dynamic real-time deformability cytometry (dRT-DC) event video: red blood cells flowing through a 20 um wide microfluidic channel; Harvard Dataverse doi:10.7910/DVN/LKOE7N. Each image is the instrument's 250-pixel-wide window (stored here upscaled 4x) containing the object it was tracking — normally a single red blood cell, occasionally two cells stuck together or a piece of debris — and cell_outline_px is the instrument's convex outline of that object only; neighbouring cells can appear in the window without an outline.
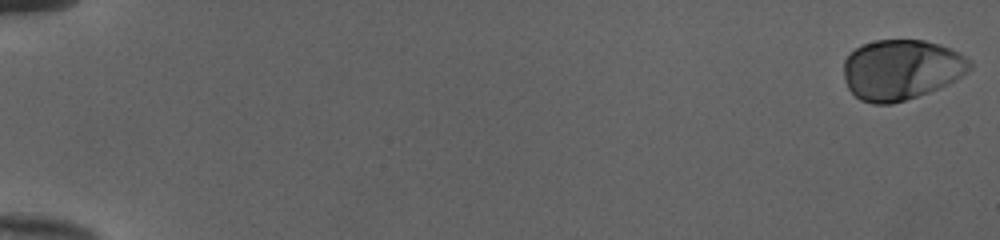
{"species": "human", "species_latin": "Homo sapiens", "temperature_condition": "cold", "stored_images_in_passage": 53, "camera_frame_rate_fps": 3000, "um_per_image_px": 0.085, "donor": {"sex": "female"}, "frame": {"image": 1, "passage_image": 1, "time_ms": 0.0, "image_size_px": [1000, 240], "cell_outline_px": [[972, 68], [956, 80], [940, 88], [892, 104], [872, 104], [860, 100], [848, 88], [844, 80], [844, 60], [860, 44], [876, 40], [924, 40], [940, 44], [972, 60]], "centroid_in_image_um": [76.6, 5.92], "position_along_channel_um": 8.4, "area_um2": 44.39}}
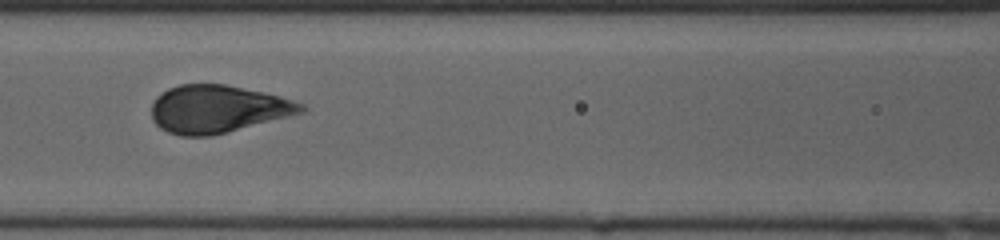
{"frame": {"image": 2, "passage_image": 26, "time_ms": 8.333, "image_size_px": [1000, 240], "cell_outline_px": [[308, 108], [304, 112], [212, 136], [180, 136], [168, 132], [160, 128], [152, 120], [152, 104], [156, 96], [168, 88], [180, 84], [224, 84], [280, 96], [304, 104]], "centroid_in_image_um": [18.48, 9.27], "position_along_channel_um": 148.1, "area_um2": 41.5}}
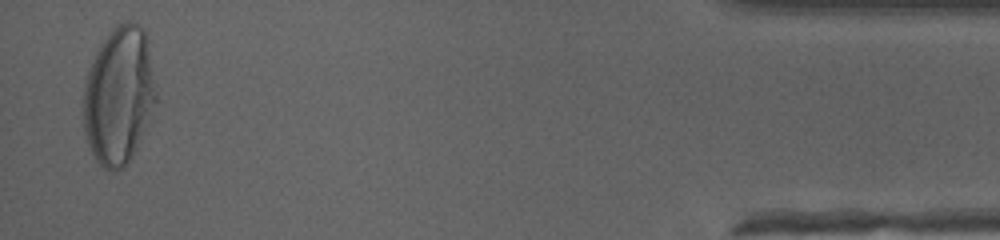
{"frame": {"image": 3, "passage_image": 52, "time_ms": 17.0, "image_size_px": [1000, 240], "cell_outline_px": [[156, 100], [140, 140], [132, 156], [116, 172], [112, 172], [104, 168], [96, 160], [88, 144], [84, 132], [84, 76], [104, 36], [112, 28], [128, 20], [132, 20], [140, 24], [144, 28], [148, 40], [156, 84]], "centroid_in_image_um": [10.1, 8.06], "position_along_channel_um": 425.1, "area_um2": 58.55}, "authors_computed_cell_mechanics": {"area_um2": 43.0032, "velocity_mm_per_s": 3.9869, "shape_relaxation_time_tau1_ms": 3.9632, "shape_relaxation_time_tau2_ms": null, "deformation_change_tau1": 0.1866, "deformation_change_tau2": null}}